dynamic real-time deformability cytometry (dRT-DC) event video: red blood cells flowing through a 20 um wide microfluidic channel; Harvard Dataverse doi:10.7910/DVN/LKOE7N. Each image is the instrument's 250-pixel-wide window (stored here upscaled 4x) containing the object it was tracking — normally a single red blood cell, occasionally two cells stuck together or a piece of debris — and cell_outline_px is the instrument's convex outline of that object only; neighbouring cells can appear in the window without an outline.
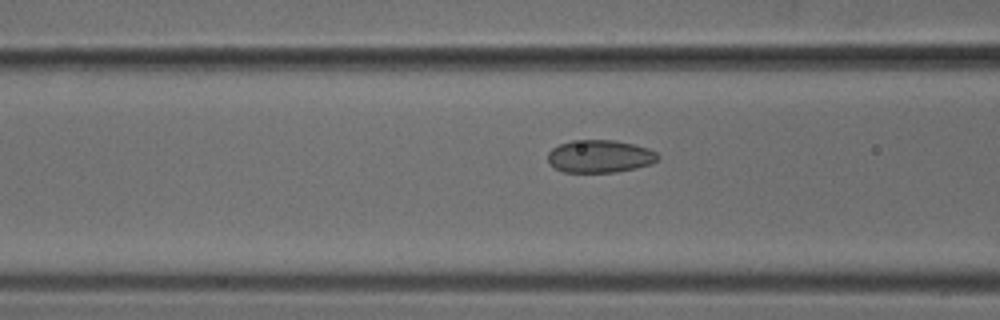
{"species": "common noctule bat (a hibernating species)", "species_latin": "Nyctalus noctula", "temperature_condition": "cold", "stored_images_in_passage": 16, "camera_frame_rate_fps": 3000, "um_per_image_px": 0.085, "animal": {"sex": "male", "body_mass_g": 18.8}, "frame": {"image": 1, "passage_image": 10, "time_ms": 3.0, "image_size_px": [1000, 320], "cell_outline_px": [[660, 156], [652, 164], [636, 168], [616, 172], [564, 172], [556, 168], [548, 160], [548, 152], [552, 148], [560, 144], [572, 140], [612, 140], [632, 144], [648, 148], [656, 152]], "centroid_in_image_um": [51.0, 13.29], "position_along_channel_um": 115.6, "area_um2": 20.87}}
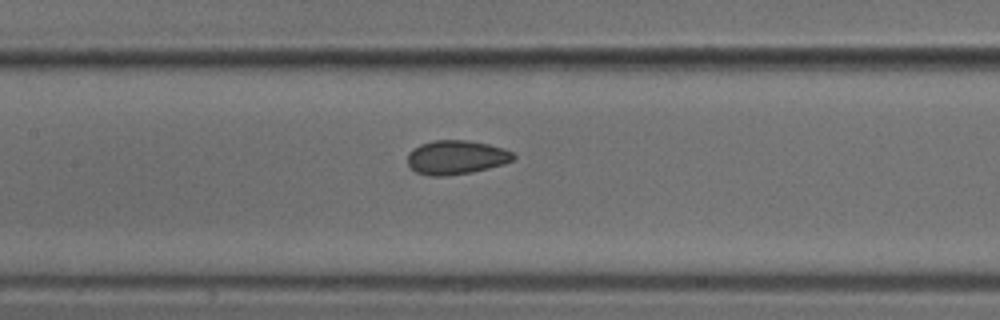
{"frame": {"image": 2, "passage_image": 14, "time_ms": 4.333, "image_size_px": [1000, 320], "cell_outline_px": [[516, 156], [512, 160], [504, 164], [472, 172], [444, 176], [428, 176], [416, 172], [408, 164], [408, 152], [412, 148], [420, 144], [436, 140], [464, 140], [488, 144], [504, 148], [512, 152]], "centroid_in_image_um": [38.76, 13.37], "position_along_channel_um": 168.6, "area_um2": 20.98}}